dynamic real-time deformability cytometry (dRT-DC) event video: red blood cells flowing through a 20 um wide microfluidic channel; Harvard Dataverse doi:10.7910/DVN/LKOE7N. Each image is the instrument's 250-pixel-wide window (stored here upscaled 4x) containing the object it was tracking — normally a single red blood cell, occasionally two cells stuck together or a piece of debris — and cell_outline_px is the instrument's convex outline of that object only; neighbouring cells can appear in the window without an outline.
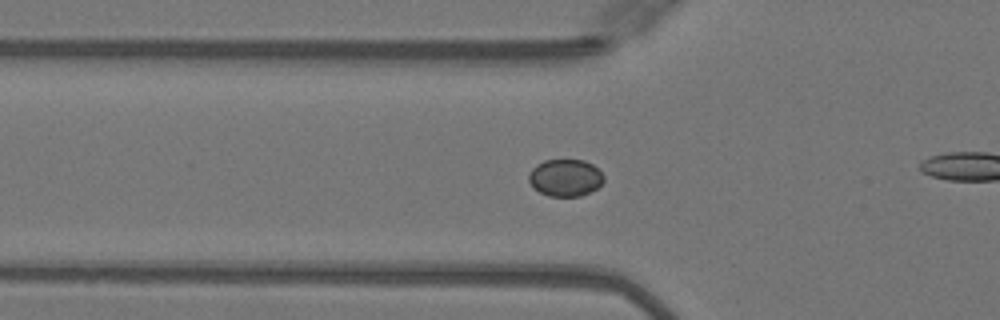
{"species": "Egyptian fruit bat (a non-hibernating species)", "species_latin": "Rousettus aegyptiacus", "temperature_condition": "warm", "stored_images_in_passage": 48, "camera_frame_rate_fps": 3000, "um_per_image_px": 0.085, "animal": {"sex": "female"}, "frame": {"image": 1, "passage_image": 14, "time_ms": 4.333, "image_size_px": [1000, 320], "cell_outline_px": [[604, 180], [596, 188], [580, 196], [548, 196], [532, 188], [528, 180], [528, 172], [536, 164], [544, 160], [584, 160], [592, 164], [604, 176]], "centroid_in_image_um": [48.0, 15.1], "position_along_channel_um": 77.8, "area_um2": 16.24}}
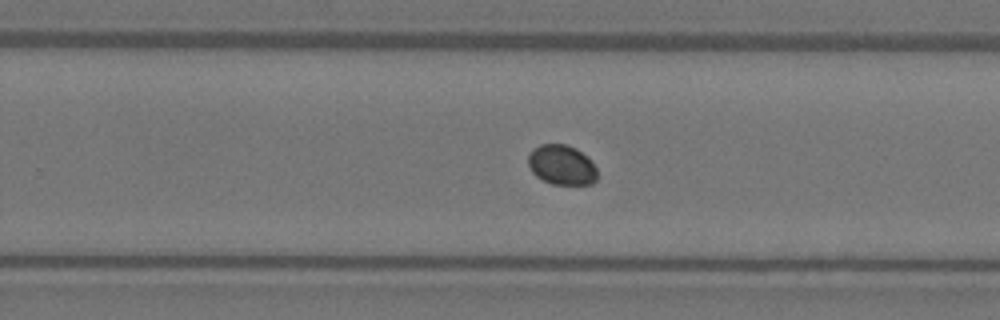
{"frame": {"image": 2, "passage_image": 29, "time_ms": 9.333, "image_size_px": [1000, 320], "cell_outline_px": [[596, 180], [592, 184], [552, 184], [536, 176], [532, 172], [528, 164], [528, 152], [532, 148], [540, 144], [564, 144], [576, 148], [596, 168]], "centroid_in_image_um": [47.69, 14.01], "position_along_channel_um": 282.1, "area_um2": 15.9}}
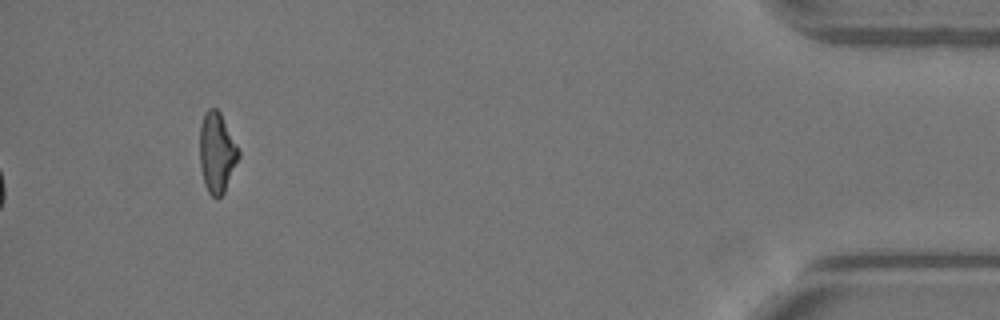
{"frame": {"image": 3, "passage_image": 48, "time_ms": 15.667, "image_size_px": [1000, 320], "cell_outline_px": [[240, 156], [224, 192], [216, 200], [208, 192], [204, 184], [200, 168], [200, 124], [204, 112], [208, 108], [216, 108], [220, 112], [240, 148]], "centroid_in_image_um": [18.44, 12.95], "position_along_channel_um": 416.8, "area_um2": 18.5}}